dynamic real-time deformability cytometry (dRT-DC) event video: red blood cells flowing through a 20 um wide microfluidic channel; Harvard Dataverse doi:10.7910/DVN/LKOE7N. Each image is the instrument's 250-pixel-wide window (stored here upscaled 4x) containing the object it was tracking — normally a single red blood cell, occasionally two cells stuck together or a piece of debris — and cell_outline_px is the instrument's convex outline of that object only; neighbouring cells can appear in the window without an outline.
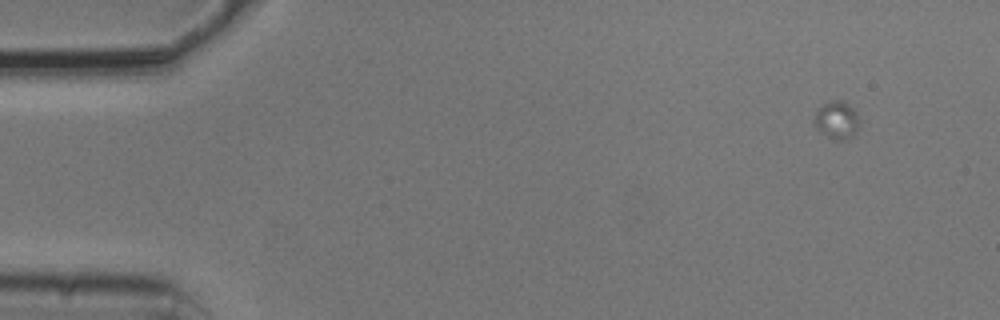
{"species": "common noctule bat (a hibernating species)", "species_latin": "Nyctalus noctula", "temperature_condition": "cold", "stored_images_in_passage": 20, "camera_frame_rate_fps": 3000, "um_per_image_px": 0.085, "animal": {"sex": "male", "body_mass_g": 20.5, "forearm_length_mm": 52.5}, "frame": {"image": 1, "passage_image": 1, "time_ms": 0.0, "image_size_px": [1000, 320], "cell_outline_px": [[860, 124], [856, 132], [848, 140], [836, 140], [820, 132], [816, 128], [812, 120], [816, 108], [820, 104], [832, 100], [840, 100], [848, 104], [856, 112], [860, 120]], "centroid_in_image_um": [71.09, 10.2], "position_along_channel_um": 13.9, "area_um2": 10.29}}